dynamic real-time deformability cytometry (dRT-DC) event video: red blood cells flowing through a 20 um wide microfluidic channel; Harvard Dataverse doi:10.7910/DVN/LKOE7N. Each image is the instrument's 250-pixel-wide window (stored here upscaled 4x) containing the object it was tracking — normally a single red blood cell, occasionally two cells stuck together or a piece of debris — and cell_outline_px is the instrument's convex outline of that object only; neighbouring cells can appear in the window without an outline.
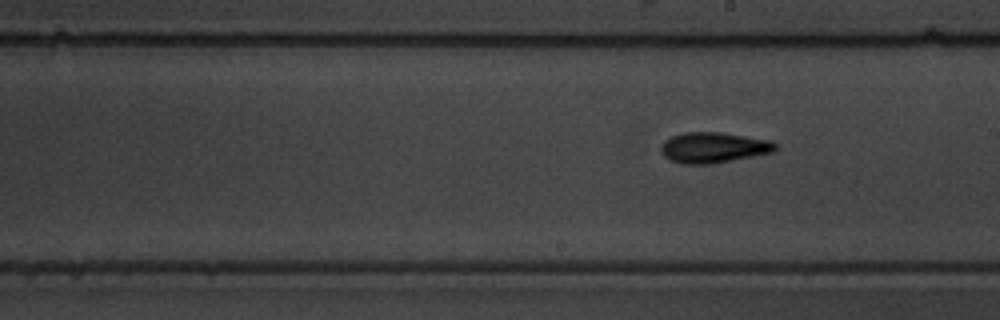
{"species": "common noctule bat (a hibernating species)", "species_latin": "Nyctalus noctula", "temperature_condition": "warm", "stored_images_in_passage": 10, "segment_of_instrument_passage": [2, 2], "camera_frame_rate_fps": 3000, "um_per_image_px": 0.085, "animal": {"sex": "male", "body_mass_g": 19.5, "forearm_length_mm": 54.6}, "frame": {"image": 1, "passage_image": 10, "time_ms": 12.0, "image_size_px": [1000, 320], "cell_outline_px": [[776, 148], [772, 152], [712, 164], [684, 164], [668, 160], [660, 152], [660, 144], [664, 140], [672, 136], [684, 132], [720, 132], [772, 140], [776, 144]], "centroid_in_image_um": [60.59, 12.54], "position_along_channel_um": 228.4, "area_um2": 20.52}}